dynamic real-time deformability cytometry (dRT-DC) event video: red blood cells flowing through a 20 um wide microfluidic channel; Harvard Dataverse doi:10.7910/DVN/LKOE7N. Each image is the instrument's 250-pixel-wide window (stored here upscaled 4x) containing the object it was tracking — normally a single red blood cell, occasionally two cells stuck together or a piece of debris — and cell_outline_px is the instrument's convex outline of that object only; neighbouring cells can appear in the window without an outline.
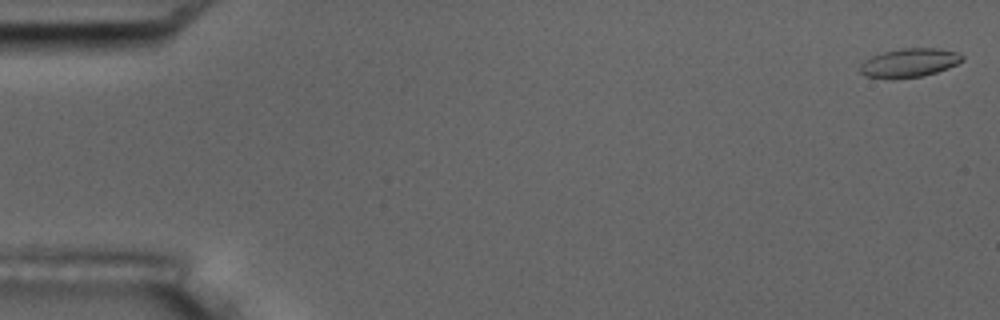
{"species": "common noctule bat (a hibernating species)", "species_latin": "Nyctalus noctula", "temperature_condition": "room temperature", "stored_images_in_passage": 5, "camera_frame_rate_fps": 3000, "um_per_image_px": 0.085, "animal": {"sex": "male", "body_mass_g": 17.5, "forearm_length_mm": 52.3}, "frame": {"image": 1, "passage_image": 1, "time_ms": 0.0, "image_size_px": [1000, 320], "cell_outline_px": [[964, 60], [948, 68], [936, 72], [920, 76], [864, 76], [860, 72], [860, 64], [864, 60], [872, 56], [884, 52], [904, 48], [936, 48], [956, 52], [964, 56]], "centroid_in_image_um": [77.33, 5.29], "position_along_channel_um": 7.7, "area_um2": 16.42}}